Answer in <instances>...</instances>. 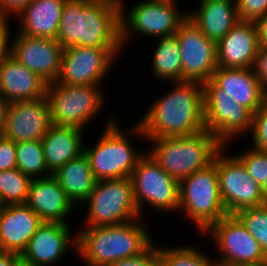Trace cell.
<instances>
[{
    "instance_id": "cell-8",
    "label": "cell",
    "mask_w": 267,
    "mask_h": 266,
    "mask_svg": "<svg viewBox=\"0 0 267 266\" xmlns=\"http://www.w3.org/2000/svg\"><path fill=\"white\" fill-rule=\"evenodd\" d=\"M83 203L88 205L85 227L122 224L142 216L130 178L97 180Z\"/></svg>"
},
{
    "instance_id": "cell-23",
    "label": "cell",
    "mask_w": 267,
    "mask_h": 266,
    "mask_svg": "<svg viewBox=\"0 0 267 266\" xmlns=\"http://www.w3.org/2000/svg\"><path fill=\"white\" fill-rule=\"evenodd\" d=\"M26 204L44 222L64 224L74 207L53 175L32 180Z\"/></svg>"
},
{
    "instance_id": "cell-29",
    "label": "cell",
    "mask_w": 267,
    "mask_h": 266,
    "mask_svg": "<svg viewBox=\"0 0 267 266\" xmlns=\"http://www.w3.org/2000/svg\"><path fill=\"white\" fill-rule=\"evenodd\" d=\"M16 152L17 168L25 175L32 179L52 175L48 170L43 145L40 140L16 143Z\"/></svg>"
},
{
    "instance_id": "cell-36",
    "label": "cell",
    "mask_w": 267,
    "mask_h": 266,
    "mask_svg": "<svg viewBox=\"0 0 267 266\" xmlns=\"http://www.w3.org/2000/svg\"><path fill=\"white\" fill-rule=\"evenodd\" d=\"M236 6L241 21L255 22L267 14V0H236Z\"/></svg>"
},
{
    "instance_id": "cell-4",
    "label": "cell",
    "mask_w": 267,
    "mask_h": 266,
    "mask_svg": "<svg viewBox=\"0 0 267 266\" xmlns=\"http://www.w3.org/2000/svg\"><path fill=\"white\" fill-rule=\"evenodd\" d=\"M151 145L149 154L179 182L196 171L210 166L224 147L209 131L193 135L146 139Z\"/></svg>"
},
{
    "instance_id": "cell-12",
    "label": "cell",
    "mask_w": 267,
    "mask_h": 266,
    "mask_svg": "<svg viewBox=\"0 0 267 266\" xmlns=\"http://www.w3.org/2000/svg\"><path fill=\"white\" fill-rule=\"evenodd\" d=\"M224 148L217 153L213 163L217 168L220 195L227 214L266 204L261 186L249 176L236 156H225Z\"/></svg>"
},
{
    "instance_id": "cell-42",
    "label": "cell",
    "mask_w": 267,
    "mask_h": 266,
    "mask_svg": "<svg viewBox=\"0 0 267 266\" xmlns=\"http://www.w3.org/2000/svg\"><path fill=\"white\" fill-rule=\"evenodd\" d=\"M20 260L19 254L0 250V266H17Z\"/></svg>"
},
{
    "instance_id": "cell-1",
    "label": "cell",
    "mask_w": 267,
    "mask_h": 266,
    "mask_svg": "<svg viewBox=\"0 0 267 266\" xmlns=\"http://www.w3.org/2000/svg\"><path fill=\"white\" fill-rule=\"evenodd\" d=\"M135 124L133 133L143 139L178 137L205 130L203 86L196 81H175Z\"/></svg>"
},
{
    "instance_id": "cell-15",
    "label": "cell",
    "mask_w": 267,
    "mask_h": 266,
    "mask_svg": "<svg viewBox=\"0 0 267 266\" xmlns=\"http://www.w3.org/2000/svg\"><path fill=\"white\" fill-rule=\"evenodd\" d=\"M202 86L203 95H227L253 114L267 101V93L253 68L218 67Z\"/></svg>"
},
{
    "instance_id": "cell-30",
    "label": "cell",
    "mask_w": 267,
    "mask_h": 266,
    "mask_svg": "<svg viewBox=\"0 0 267 266\" xmlns=\"http://www.w3.org/2000/svg\"><path fill=\"white\" fill-rule=\"evenodd\" d=\"M32 180L18 168L0 171V206L25 204Z\"/></svg>"
},
{
    "instance_id": "cell-34",
    "label": "cell",
    "mask_w": 267,
    "mask_h": 266,
    "mask_svg": "<svg viewBox=\"0 0 267 266\" xmlns=\"http://www.w3.org/2000/svg\"><path fill=\"white\" fill-rule=\"evenodd\" d=\"M252 146L267 152V101L253 114Z\"/></svg>"
},
{
    "instance_id": "cell-39",
    "label": "cell",
    "mask_w": 267,
    "mask_h": 266,
    "mask_svg": "<svg viewBox=\"0 0 267 266\" xmlns=\"http://www.w3.org/2000/svg\"><path fill=\"white\" fill-rule=\"evenodd\" d=\"M252 68L267 93V49L260 47Z\"/></svg>"
},
{
    "instance_id": "cell-32",
    "label": "cell",
    "mask_w": 267,
    "mask_h": 266,
    "mask_svg": "<svg viewBox=\"0 0 267 266\" xmlns=\"http://www.w3.org/2000/svg\"><path fill=\"white\" fill-rule=\"evenodd\" d=\"M234 215L256 239L267 257V203L238 210Z\"/></svg>"
},
{
    "instance_id": "cell-26",
    "label": "cell",
    "mask_w": 267,
    "mask_h": 266,
    "mask_svg": "<svg viewBox=\"0 0 267 266\" xmlns=\"http://www.w3.org/2000/svg\"><path fill=\"white\" fill-rule=\"evenodd\" d=\"M200 7L187 16L201 29L203 34L218 42L240 21L236 0H200Z\"/></svg>"
},
{
    "instance_id": "cell-45",
    "label": "cell",
    "mask_w": 267,
    "mask_h": 266,
    "mask_svg": "<svg viewBox=\"0 0 267 266\" xmlns=\"http://www.w3.org/2000/svg\"><path fill=\"white\" fill-rule=\"evenodd\" d=\"M17 266H35V265H30V264H27V263L23 262L22 260H20L19 263L17 264Z\"/></svg>"
},
{
    "instance_id": "cell-13",
    "label": "cell",
    "mask_w": 267,
    "mask_h": 266,
    "mask_svg": "<svg viewBox=\"0 0 267 266\" xmlns=\"http://www.w3.org/2000/svg\"><path fill=\"white\" fill-rule=\"evenodd\" d=\"M182 59V81L203 83L218 68L217 42L206 37L188 16L175 33Z\"/></svg>"
},
{
    "instance_id": "cell-44",
    "label": "cell",
    "mask_w": 267,
    "mask_h": 266,
    "mask_svg": "<svg viewBox=\"0 0 267 266\" xmlns=\"http://www.w3.org/2000/svg\"><path fill=\"white\" fill-rule=\"evenodd\" d=\"M262 193L265 199V202L267 203V178L264 181V183L261 185Z\"/></svg>"
},
{
    "instance_id": "cell-17",
    "label": "cell",
    "mask_w": 267,
    "mask_h": 266,
    "mask_svg": "<svg viewBox=\"0 0 267 266\" xmlns=\"http://www.w3.org/2000/svg\"><path fill=\"white\" fill-rule=\"evenodd\" d=\"M203 104L205 130L224 147L231 138L251 132L253 113L227 95H203Z\"/></svg>"
},
{
    "instance_id": "cell-6",
    "label": "cell",
    "mask_w": 267,
    "mask_h": 266,
    "mask_svg": "<svg viewBox=\"0 0 267 266\" xmlns=\"http://www.w3.org/2000/svg\"><path fill=\"white\" fill-rule=\"evenodd\" d=\"M108 120L97 143L92 148L84 147V153L96 180L130 178L144 154L133 147L114 118Z\"/></svg>"
},
{
    "instance_id": "cell-16",
    "label": "cell",
    "mask_w": 267,
    "mask_h": 266,
    "mask_svg": "<svg viewBox=\"0 0 267 266\" xmlns=\"http://www.w3.org/2000/svg\"><path fill=\"white\" fill-rule=\"evenodd\" d=\"M51 125L49 104L45 96L8 103L0 134L15 143L41 141Z\"/></svg>"
},
{
    "instance_id": "cell-28",
    "label": "cell",
    "mask_w": 267,
    "mask_h": 266,
    "mask_svg": "<svg viewBox=\"0 0 267 266\" xmlns=\"http://www.w3.org/2000/svg\"><path fill=\"white\" fill-rule=\"evenodd\" d=\"M152 57V73L155 78L182 81V59L176 35L159 38Z\"/></svg>"
},
{
    "instance_id": "cell-2",
    "label": "cell",
    "mask_w": 267,
    "mask_h": 266,
    "mask_svg": "<svg viewBox=\"0 0 267 266\" xmlns=\"http://www.w3.org/2000/svg\"><path fill=\"white\" fill-rule=\"evenodd\" d=\"M56 40L63 49L122 48L119 0H66Z\"/></svg>"
},
{
    "instance_id": "cell-20",
    "label": "cell",
    "mask_w": 267,
    "mask_h": 266,
    "mask_svg": "<svg viewBox=\"0 0 267 266\" xmlns=\"http://www.w3.org/2000/svg\"><path fill=\"white\" fill-rule=\"evenodd\" d=\"M259 49L255 22L240 20L217 42L218 67L252 68Z\"/></svg>"
},
{
    "instance_id": "cell-19",
    "label": "cell",
    "mask_w": 267,
    "mask_h": 266,
    "mask_svg": "<svg viewBox=\"0 0 267 266\" xmlns=\"http://www.w3.org/2000/svg\"><path fill=\"white\" fill-rule=\"evenodd\" d=\"M70 230L69 224L43 222L20 255L21 260L35 266H52L62 260L67 250H77V236L72 237Z\"/></svg>"
},
{
    "instance_id": "cell-27",
    "label": "cell",
    "mask_w": 267,
    "mask_h": 266,
    "mask_svg": "<svg viewBox=\"0 0 267 266\" xmlns=\"http://www.w3.org/2000/svg\"><path fill=\"white\" fill-rule=\"evenodd\" d=\"M73 203L84 202L96 184L88 156L83 152L52 174Z\"/></svg>"
},
{
    "instance_id": "cell-37",
    "label": "cell",
    "mask_w": 267,
    "mask_h": 266,
    "mask_svg": "<svg viewBox=\"0 0 267 266\" xmlns=\"http://www.w3.org/2000/svg\"><path fill=\"white\" fill-rule=\"evenodd\" d=\"M17 168L16 143L0 134V171Z\"/></svg>"
},
{
    "instance_id": "cell-11",
    "label": "cell",
    "mask_w": 267,
    "mask_h": 266,
    "mask_svg": "<svg viewBox=\"0 0 267 266\" xmlns=\"http://www.w3.org/2000/svg\"><path fill=\"white\" fill-rule=\"evenodd\" d=\"M212 236L222 257L214 260L221 266H261L267 264L259 243L234 214H227L203 234Z\"/></svg>"
},
{
    "instance_id": "cell-21",
    "label": "cell",
    "mask_w": 267,
    "mask_h": 266,
    "mask_svg": "<svg viewBox=\"0 0 267 266\" xmlns=\"http://www.w3.org/2000/svg\"><path fill=\"white\" fill-rule=\"evenodd\" d=\"M43 222L26 203L0 206V250L21 255Z\"/></svg>"
},
{
    "instance_id": "cell-41",
    "label": "cell",
    "mask_w": 267,
    "mask_h": 266,
    "mask_svg": "<svg viewBox=\"0 0 267 266\" xmlns=\"http://www.w3.org/2000/svg\"><path fill=\"white\" fill-rule=\"evenodd\" d=\"M260 47L267 49V14L255 21Z\"/></svg>"
},
{
    "instance_id": "cell-14",
    "label": "cell",
    "mask_w": 267,
    "mask_h": 266,
    "mask_svg": "<svg viewBox=\"0 0 267 266\" xmlns=\"http://www.w3.org/2000/svg\"><path fill=\"white\" fill-rule=\"evenodd\" d=\"M121 49L83 46L63 49L56 81L68 85L100 86Z\"/></svg>"
},
{
    "instance_id": "cell-3",
    "label": "cell",
    "mask_w": 267,
    "mask_h": 266,
    "mask_svg": "<svg viewBox=\"0 0 267 266\" xmlns=\"http://www.w3.org/2000/svg\"><path fill=\"white\" fill-rule=\"evenodd\" d=\"M78 233L75 252L86 266H107L138 255L153 242L150 232L138 219L116 225L84 227Z\"/></svg>"
},
{
    "instance_id": "cell-18",
    "label": "cell",
    "mask_w": 267,
    "mask_h": 266,
    "mask_svg": "<svg viewBox=\"0 0 267 266\" xmlns=\"http://www.w3.org/2000/svg\"><path fill=\"white\" fill-rule=\"evenodd\" d=\"M17 34L11 43V55L47 83L55 82L60 73L61 44L54 39Z\"/></svg>"
},
{
    "instance_id": "cell-22",
    "label": "cell",
    "mask_w": 267,
    "mask_h": 266,
    "mask_svg": "<svg viewBox=\"0 0 267 266\" xmlns=\"http://www.w3.org/2000/svg\"><path fill=\"white\" fill-rule=\"evenodd\" d=\"M47 84L12 55L0 65V96L7 104L45 97Z\"/></svg>"
},
{
    "instance_id": "cell-5",
    "label": "cell",
    "mask_w": 267,
    "mask_h": 266,
    "mask_svg": "<svg viewBox=\"0 0 267 266\" xmlns=\"http://www.w3.org/2000/svg\"><path fill=\"white\" fill-rule=\"evenodd\" d=\"M179 211L186 212L200 233L227 215L214 163L179 182Z\"/></svg>"
},
{
    "instance_id": "cell-9",
    "label": "cell",
    "mask_w": 267,
    "mask_h": 266,
    "mask_svg": "<svg viewBox=\"0 0 267 266\" xmlns=\"http://www.w3.org/2000/svg\"><path fill=\"white\" fill-rule=\"evenodd\" d=\"M119 3L122 48L133 31L142 36L156 37V39L173 36L181 22L187 17V13L178 12L175 0H142L135 4L128 13L124 11V1L119 0Z\"/></svg>"
},
{
    "instance_id": "cell-33",
    "label": "cell",
    "mask_w": 267,
    "mask_h": 266,
    "mask_svg": "<svg viewBox=\"0 0 267 266\" xmlns=\"http://www.w3.org/2000/svg\"><path fill=\"white\" fill-rule=\"evenodd\" d=\"M235 156L243 163L249 176L261 186L267 178V152L251 146Z\"/></svg>"
},
{
    "instance_id": "cell-43",
    "label": "cell",
    "mask_w": 267,
    "mask_h": 266,
    "mask_svg": "<svg viewBox=\"0 0 267 266\" xmlns=\"http://www.w3.org/2000/svg\"><path fill=\"white\" fill-rule=\"evenodd\" d=\"M7 103L5 100L0 96V132L2 129L3 125V119H4V113H5V108H6Z\"/></svg>"
},
{
    "instance_id": "cell-38",
    "label": "cell",
    "mask_w": 267,
    "mask_h": 266,
    "mask_svg": "<svg viewBox=\"0 0 267 266\" xmlns=\"http://www.w3.org/2000/svg\"><path fill=\"white\" fill-rule=\"evenodd\" d=\"M7 17H0V65L11 55L12 45H10V27Z\"/></svg>"
},
{
    "instance_id": "cell-35",
    "label": "cell",
    "mask_w": 267,
    "mask_h": 266,
    "mask_svg": "<svg viewBox=\"0 0 267 266\" xmlns=\"http://www.w3.org/2000/svg\"><path fill=\"white\" fill-rule=\"evenodd\" d=\"M107 266H161L157 245L152 242L140 254L118 260Z\"/></svg>"
},
{
    "instance_id": "cell-10",
    "label": "cell",
    "mask_w": 267,
    "mask_h": 266,
    "mask_svg": "<svg viewBox=\"0 0 267 266\" xmlns=\"http://www.w3.org/2000/svg\"><path fill=\"white\" fill-rule=\"evenodd\" d=\"M130 179L140 214L144 202L158 211H179V181L172 178L148 152L138 160Z\"/></svg>"
},
{
    "instance_id": "cell-31",
    "label": "cell",
    "mask_w": 267,
    "mask_h": 266,
    "mask_svg": "<svg viewBox=\"0 0 267 266\" xmlns=\"http://www.w3.org/2000/svg\"><path fill=\"white\" fill-rule=\"evenodd\" d=\"M161 266H212L214 259L203 254L194 247L180 246L176 248L158 247Z\"/></svg>"
},
{
    "instance_id": "cell-40",
    "label": "cell",
    "mask_w": 267,
    "mask_h": 266,
    "mask_svg": "<svg viewBox=\"0 0 267 266\" xmlns=\"http://www.w3.org/2000/svg\"><path fill=\"white\" fill-rule=\"evenodd\" d=\"M32 0H0V17L18 16Z\"/></svg>"
},
{
    "instance_id": "cell-24",
    "label": "cell",
    "mask_w": 267,
    "mask_h": 266,
    "mask_svg": "<svg viewBox=\"0 0 267 266\" xmlns=\"http://www.w3.org/2000/svg\"><path fill=\"white\" fill-rule=\"evenodd\" d=\"M83 129L52 124L41 142L51 174L84 152Z\"/></svg>"
},
{
    "instance_id": "cell-25",
    "label": "cell",
    "mask_w": 267,
    "mask_h": 266,
    "mask_svg": "<svg viewBox=\"0 0 267 266\" xmlns=\"http://www.w3.org/2000/svg\"><path fill=\"white\" fill-rule=\"evenodd\" d=\"M66 0H32L17 16L19 33L56 40Z\"/></svg>"
},
{
    "instance_id": "cell-7",
    "label": "cell",
    "mask_w": 267,
    "mask_h": 266,
    "mask_svg": "<svg viewBox=\"0 0 267 266\" xmlns=\"http://www.w3.org/2000/svg\"><path fill=\"white\" fill-rule=\"evenodd\" d=\"M103 94L100 86L68 85L58 81L48 83L45 96L52 124L84 130L105 106Z\"/></svg>"
}]
</instances>
